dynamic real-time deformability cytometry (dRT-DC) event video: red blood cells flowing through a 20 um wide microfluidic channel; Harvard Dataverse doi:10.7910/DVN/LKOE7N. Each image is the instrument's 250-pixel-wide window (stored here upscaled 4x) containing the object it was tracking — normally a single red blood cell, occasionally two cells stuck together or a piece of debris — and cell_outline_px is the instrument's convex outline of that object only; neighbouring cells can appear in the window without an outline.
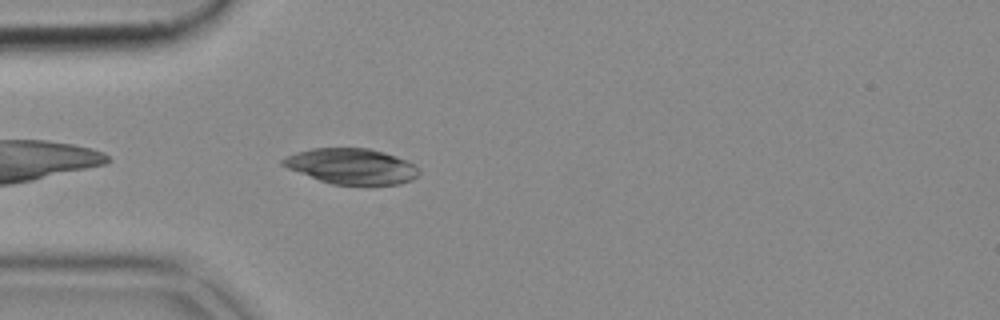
{"species": "common noctule bat (a hibernating species)", "species_latin": "Nyctalus noctula", "temperature_condition": "cold", "stored_images_in_passage": 34, "camera_frame_rate_fps": 3000, "um_per_image_px": 0.085, "animal": {"sex": "female", "body_mass_g": 18.4}, "frame": {"image": 1, "passage_image": 1, "time_ms": 0.0, "image_size_px": [1000, 320], "cell_outline_px": [[420, 172], [412, 180], [400, 184], [332, 184], [320, 180], [288, 168], [280, 164], [280, 160], [296, 152], [312, 148], [368, 148], [384, 152], [396, 156], [416, 164], [420, 168]], "centroid_in_image_um": [29.91, 14.12], "position_along_channel_um": 55.1, "area_um2": 28.09}}
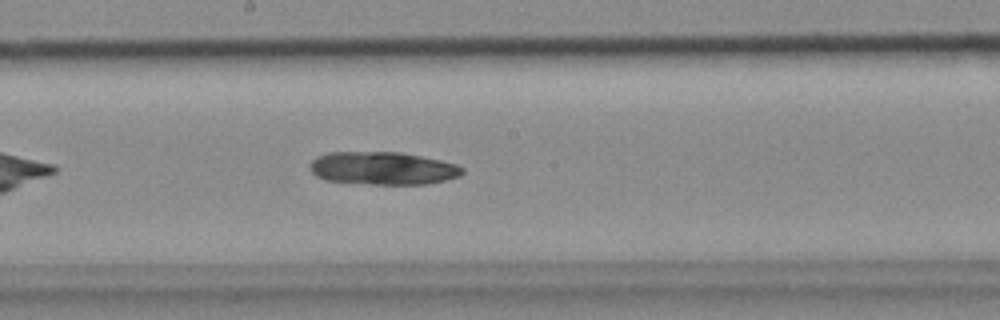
{"frame": {"image": 2, "passage_image": 14, "time_ms": 4.333, "image_size_px": [1000, 320], "cell_outline_px": [[464, 172], [460, 176], [444, 180], [424, 184], [372, 184], [324, 180], [316, 176], [312, 172], [312, 160], [316, 156], [328, 152], [400, 152], [440, 160], [456, 164], [464, 168]], "centroid_in_image_um": [32.54, 14.3], "position_along_channel_um": 215.7, "area_um2": 29.07}}
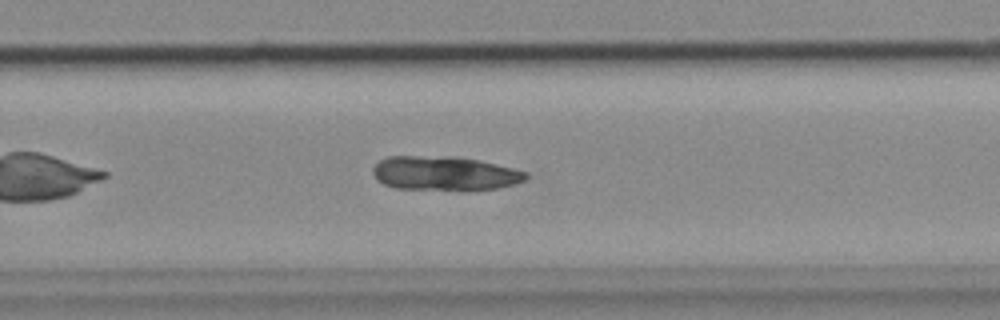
{"frame": {"image": 3, "passage_image": 20, "time_ms": 6.333, "image_size_px": [1000, 320], "cell_outline_px": [[528, 176], [524, 180], [516, 184], [496, 188], [396, 188], [384, 184], [376, 180], [372, 172], [372, 168], [380, 160], [388, 156], [456, 156], [480, 160], [528, 172]], "centroid_in_image_um": [37.76, 14.69], "position_along_channel_um": 292.0, "area_um2": 29.88}}